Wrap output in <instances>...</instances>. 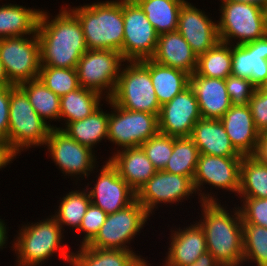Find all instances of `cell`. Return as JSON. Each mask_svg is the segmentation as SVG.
<instances>
[{
  "label": "cell",
  "instance_id": "1",
  "mask_svg": "<svg viewBox=\"0 0 267 266\" xmlns=\"http://www.w3.org/2000/svg\"><path fill=\"white\" fill-rule=\"evenodd\" d=\"M53 20L41 10L37 36L40 43V65L76 68L81 56L88 50L82 26L77 17L62 8Z\"/></svg>",
  "mask_w": 267,
  "mask_h": 266
},
{
  "label": "cell",
  "instance_id": "2",
  "mask_svg": "<svg viewBox=\"0 0 267 266\" xmlns=\"http://www.w3.org/2000/svg\"><path fill=\"white\" fill-rule=\"evenodd\" d=\"M200 194L204 216L203 221L198 224L203 229L207 251L222 266L243 264V226L240 211L235 210V216H232L216 202V198L209 194L204 195V192Z\"/></svg>",
  "mask_w": 267,
  "mask_h": 266
},
{
  "label": "cell",
  "instance_id": "3",
  "mask_svg": "<svg viewBox=\"0 0 267 266\" xmlns=\"http://www.w3.org/2000/svg\"><path fill=\"white\" fill-rule=\"evenodd\" d=\"M79 20L88 50H115L122 55L124 20L122 0L97 2L70 9Z\"/></svg>",
  "mask_w": 267,
  "mask_h": 266
},
{
  "label": "cell",
  "instance_id": "4",
  "mask_svg": "<svg viewBox=\"0 0 267 266\" xmlns=\"http://www.w3.org/2000/svg\"><path fill=\"white\" fill-rule=\"evenodd\" d=\"M54 126L47 124L33 109L27 95L15 85L10 86L8 151L16 154L31 146L46 143Z\"/></svg>",
  "mask_w": 267,
  "mask_h": 266
},
{
  "label": "cell",
  "instance_id": "5",
  "mask_svg": "<svg viewBox=\"0 0 267 266\" xmlns=\"http://www.w3.org/2000/svg\"><path fill=\"white\" fill-rule=\"evenodd\" d=\"M129 63L120 71L114 93L109 99L123 109L159 116L161 105L150 77V59Z\"/></svg>",
  "mask_w": 267,
  "mask_h": 266
},
{
  "label": "cell",
  "instance_id": "6",
  "mask_svg": "<svg viewBox=\"0 0 267 266\" xmlns=\"http://www.w3.org/2000/svg\"><path fill=\"white\" fill-rule=\"evenodd\" d=\"M21 230L13 244L17 251L18 266H37L56 251H60L61 258L71 264L73 252L67 251V247L65 250L61 248L62 228L54 217L26 225Z\"/></svg>",
  "mask_w": 267,
  "mask_h": 266
},
{
  "label": "cell",
  "instance_id": "7",
  "mask_svg": "<svg viewBox=\"0 0 267 266\" xmlns=\"http://www.w3.org/2000/svg\"><path fill=\"white\" fill-rule=\"evenodd\" d=\"M221 17L217 24L219 39L230 45L231 38H239L242 45L266 36L264 10L258 6L221 1Z\"/></svg>",
  "mask_w": 267,
  "mask_h": 266
},
{
  "label": "cell",
  "instance_id": "8",
  "mask_svg": "<svg viewBox=\"0 0 267 266\" xmlns=\"http://www.w3.org/2000/svg\"><path fill=\"white\" fill-rule=\"evenodd\" d=\"M31 37L0 39V60L12 85L18 86L39 77L40 43L37 33Z\"/></svg>",
  "mask_w": 267,
  "mask_h": 266
},
{
  "label": "cell",
  "instance_id": "9",
  "mask_svg": "<svg viewBox=\"0 0 267 266\" xmlns=\"http://www.w3.org/2000/svg\"><path fill=\"white\" fill-rule=\"evenodd\" d=\"M124 39L122 57L127 62L151 59L159 34L134 0H122Z\"/></svg>",
  "mask_w": 267,
  "mask_h": 266
},
{
  "label": "cell",
  "instance_id": "10",
  "mask_svg": "<svg viewBox=\"0 0 267 266\" xmlns=\"http://www.w3.org/2000/svg\"><path fill=\"white\" fill-rule=\"evenodd\" d=\"M114 111L109 114L108 140L123 148L139 147L159 133L158 115L130 111L106 99Z\"/></svg>",
  "mask_w": 267,
  "mask_h": 266
},
{
  "label": "cell",
  "instance_id": "11",
  "mask_svg": "<svg viewBox=\"0 0 267 266\" xmlns=\"http://www.w3.org/2000/svg\"><path fill=\"white\" fill-rule=\"evenodd\" d=\"M121 53L115 50H87L78 61L76 70L80 87L94 90L109 99L120 75ZM103 90V91H102Z\"/></svg>",
  "mask_w": 267,
  "mask_h": 266
},
{
  "label": "cell",
  "instance_id": "12",
  "mask_svg": "<svg viewBox=\"0 0 267 266\" xmlns=\"http://www.w3.org/2000/svg\"><path fill=\"white\" fill-rule=\"evenodd\" d=\"M146 209L135 200L127 207L108 214L99 233L88 244L89 247L101 249L130 250L127 247L149 217Z\"/></svg>",
  "mask_w": 267,
  "mask_h": 266
},
{
  "label": "cell",
  "instance_id": "13",
  "mask_svg": "<svg viewBox=\"0 0 267 266\" xmlns=\"http://www.w3.org/2000/svg\"><path fill=\"white\" fill-rule=\"evenodd\" d=\"M45 145L56 165L64 174L88 177V171H93L95 156L92 149L81 145L72 139L62 128H51Z\"/></svg>",
  "mask_w": 267,
  "mask_h": 266
},
{
  "label": "cell",
  "instance_id": "14",
  "mask_svg": "<svg viewBox=\"0 0 267 266\" xmlns=\"http://www.w3.org/2000/svg\"><path fill=\"white\" fill-rule=\"evenodd\" d=\"M201 118L197 98L189 85L161 106L159 133L176 138L190 137L193 127Z\"/></svg>",
  "mask_w": 267,
  "mask_h": 266
},
{
  "label": "cell",
  "instance_id": "15",
  "mask_svg": "<svg viewBox=\"0 0 267 266\" xmlns=\"http://www.w3.org/2000/svg\"><path fill=\"white\" fill-rule=\"evenodd\" d=\"M195 191L193 179L157 171L136 193V200L150 214L158 203L181 201Z\"/></svg>",
  "mask_w": 267,
  "mask_h": 266
},
{
  "label": "cell",
  "instance_id": "16",
  "mask_svg": "<svg viewBox=\"0 0 267 266\" xmlns=\"http://www.w3.org/2000/svg\"><path fill=\"white\" fill-rule=\"evenodd\" d=\"M96 182L89 192L91 203L107 214H113L136 200V192L109 161L103 165Z\"/></svg>",
  "mask_w": 267,
  "mask_h": 266
},
{
  "label": "cell",
  "instance_id": "17",
  "mask_svg": "<svg viewBox=\"0 0 267 266\" xmlns=\"http://www.w3.org/2000/svg\"><path fill=\"white\" fill-rule=\"evenodd\" d=\"M242 157H219L199 154L193 184L195 191L203 183L238 194Z\"/></svg>",
  "mask_w": 267,
  "mask_h": 266
},
{
  "label": "cell",
  "instance_id": "18",
  "mask_svg": "<svg viewBox=\"0 0 267 266\" xmlns=\"http://www.w3.org/2000/svg\"><path fill=\"white\" fill-rule=\"evenodd\" d=\"M177 31L188 42L197 57L219 41L218 27L205 13L185 2L180 10Z\"/></svg>",
  "mask_w": 267,
  "mask_h": 266
},
{
  "label": "cell",
  "instance_id": "19",
  "mask_svg": "<svg viewBox=\"0 0 267 266\" xmlns=\"http://www.w3.org/2000/svg\"><path fill=\"white\" fill-rule=\"evenodd\" d=\"M231 75L249 79L258 88L267 78V35L231 49Z\"/></svg>",
  "mask_w": 267,
  "mask_h": 266
},
{
  "label": "cell",
  "instance_id": "20",
  "mask_svg": "<svg viewBox=\"0 0 267 266\" xmlns=\"http://www.w3.org/2000/svg\"><path fill=\"white\" fill-rule=\"evenodd\" d=\"M220 121L235 150L242 156L254 155L260 132L256 129L249 105H232Z\"/></svg>",
  "mask_w": 267,
  "mask_h": 266
},
{
  "label": "cell",
  "instance_id": "21",
  "mask_svg": "<svg viewBox=\"0 0 267 266\" xmlns=\"http://www.w3.org/2000/svg\"><path fill=\"white\" fill-rule=\"evenodd\" d=\"M189 85L197 98L203 119H220L232 106L225 79L208 78L194 72L190 75Z\"/></svg>",
  "mask_w": 267,
  "mask_h": 266
},
{
  "label": "cell",
  "instance_id": "22",
  "mask_svg": "<svg viewBox=\"0 0 267 266\" xmlns=\"http://www.w3.org/2000/svg\"><path fill=\"white\" fill-rule=\"evenodd\" d=\"M151 59L192 75L196 71L198 57L176 30L159 35L156 51Z\"/></svg>",
  "mask_w": 267,
  "mask_h": 266
},
{
  "label": "cell",
  "instance_id": "23",
  "mask_svg": "<svg viewBox=\"0 0 267 266\" xmlns=\"http://www.w3.org/2000/svg\"><path fill=\"white\" fill-rule=\"evenodd\" d=\"M190 138L199 153L219 157H243L232 146L220 119H199Z\"/></svg>",
  "mask_w": 267,
  "mask_h": 266
},
{
  "label": "cell",
  "instance_id": "24",
  "mask_svg": "<svg viewBox=\"0 0 267 266\" xmlns=\"http://www.w3.org/2000/svg\"><path fill=\"white\" fill-rule=\"evenodd\" d=\"M108 161L136 193L157 172L140 146L124 148Z\"/></svg>",
  "mask_w": 267,
  "mask_h": 266
},
{
  "label": "cell",
  "instance_id": "25",
  "mask_svg": "<svg viewBox=\"0 0 267 266\" xmlns=\"http://www.w3.org/2000/svg\"><path fill=\"white\" fill-rule=\"evenodd\" d=\"M171 235L172 242L165 266H188L207 251L206 238L198 223Z\"/></svg>",
  "mask_w": 267,
  "mask_h": 266
},
{
  "label": "cell",
  "instance_id": "26",
  "mask_svg": "<svg viewBox=\"0 0 267 266\" xmlns=\"http://www.w3.org/2000/svg\"><path fill=\"white\" fill-rule=\"evenodd\" d=\"M41 11L20 5L0 7V39L36 34Z\"/></svg>",
  "mask_w": 267,
  "mask_h": 266
},
{
  "label": "cell",
  "instance_id": "27",
  "mask_svg": "<svg viewBox=\"0 0 267 266\" xmlns=\"http://www.w3.org/2000/svg\"><path fill=\"white\" fill-rule=\"evenodd\" d=\"M80 247L79 253L72 255V266H139L144 261L132 250Z\"/></svg>",
  "mask_w": 267,
  "mask_h": 266
},
{
  "label": "cell",
  "instance_id": "28",
  "mask_svg": "<svg viewBox=\"0 0 267 266\" xmlns=\"http://www.w3.org/2000/svg\"><path fill=\"white\" fill-rule=\"evenodd\" d=\"M150 77L162 106L189 86L190 75L182 70L161 65L150 59Z\"/></svg>",
  "mask_w": 267,
  "mask_h": 266
},
{
  "label": "cell",
  "instance_id": "29",
  "mask_svg": "<svg viewBox=\"0 0 267 266\" xmlns=\"http://www.w3.org/2000/svg\"><path fill=\"white\" fill-rule=\"evenodd\" d=\"M160 35L176 31L182 5L185 0H134Z\"/></svg>",
  "mask_w": 267,
  "mask_h": 266
},
{
  "label": "cell",
  "instance_id": "30",
  "mask_svg": "<svg viewBox=\"0 0 267 266\" xmlns=\"http://www.w3.org/2000/svg\"><path fill=\"white\" fill-rule=\"evenodd\" d=\"M108 121L109 113L99 107L90 116L71 122L62 130L79 144L92 149L103 138L108 139Z\"/></svg>",
  "mask_w": 267,
  "mask_h": 266
},
{
  "label": "cell",
  "instance_id": "31",
  "mask_svg": "<svg viewBox=\"0 0 267 266\" xmlns=\"http://www.w3.org/2000/svg\"><path fill=\"white\" fill-rule=\"evenodd\" d=\"M102 95L94 90L79 87L60 97V118H66V126L90 116L100 107Z\"/></svg>",
  "mask_w": 267,
  "mask_h": 266
},
{
  "label": "cell",
  "instance_id": "32",
  "mask_svg": "<svg viewBox=\"0 0 267 266\" xmlns=\"http://www.w3.org/2000/svg\"><path fill=\"white\" fill-rule=\"evenodd\" d=\"M238 194L243 198H267V164L253 155L242 157Z\"/></svg>",
  "mask_w": 267,
  "mask_h": 266
},
{
  "label": "cell",
  "instance_id": "33",
  "mask_svg": "<svg viewBox=\"0 0 267 266\" xmlns=\"http://www.w3.org/2000/svg\"><path fill=\"white\" fill-rule=\"evenodd\" d=\"M18 87L27 95L35 112L46 122V119H60V97L46 87L37 78L24 82Z\"/></svg>",
  "mask_w": 267,
  "mask_h": 266
},
{
  "label": "cell",
  "instance_id": "34",
  "mask_svg": "<svg viewBox=\"0 0 267 266\" xmlns=\"http://www.w3.org/2000/svg\"><path fill=\"white\" fill-rule=\"evenodd\" d=\"M231 47L219 41L214 47L198 56L195 73L208 78L226 79L231 75Z\"/></svg>",
  "mask_w": 267,
  "mask_h": 266
},
{
  "label": "cell",
  "instance_id": "35",
  "mask_svg": "<svg viewBox=\"0 0 267 266\" xmlns=\"http://www.w3.org/2000/svg\"><path fill=\"white\" fill-rule=\"evenodd\" d=\"M199 154L198 147L190 137H174L173 153L163 171L193 179Z\"/></svg>",
  "mask_w": 267,
  "mask_h": 266
},
{
  "label": "cell",
  "instance_id": "36",
  "mask_svg": "<svg viewBox=\"0 0 267 266\" xmlns=\"http://www.w3.org/2000/svg\"><path fill=\"white\" fill-rule=\"evenodd\" d=\"M62 199L58 208L59 210H57L59 212L53 217L61 228L63 227L62 224H66L76 228V231H78L82 218L91 204L89 192H79V190L71 191Z\"/></svg>",
  "mask_w": 267,
  "mask_h": 266
},
{
  "label": "cell",
  "instance_id": "37",
  "mask_svg": "<svg viewBox=\"0 0 267 266\" xmlns=\"http://www.w3.org/2000/svg\"><path fill=\"white\" fill-rule=\"evenodd\" d=\"M243 226V256L244 262L255 261L257 266H267V228L246 224Z\"/></svg>",
  "mask_w": 267,
  "mask_h": 266
},
{
  "label": "cell",
  "instance_id": "38",
  "mask_svg": "<svg viewBox=\"0 0 267 266\" xmlns=\"http://www.w3.org/2000/svg\"><path fill=\"white\" fill-rule=\"evenodd\" d=\"M38 78L59 97L80 87L76 68L40 66Z\"/></svg>",
  "mask_w": 267,
  "mask_h": 266
},
{
  "label": "cell",
  "instance_id": "39",
  "mask_svg": "<svg viewBox=\"0 0 267 266\" xmlns=\"http://www.w3.org/2000/svg\"><path fill=\"white\" fill-rule=\"evenodd\" d=\"M174 137L158 133L140 147L157 171H162L173 153Z\"/></svg>",
  "mask_w": 267,
  "mask_h": 266
},
{
  "label": "cell",
  "instance_id": "40",
  "mask_svg": "<svg viewBox=\"0 0 267 266\" xmlns=\"http://www.w3.org/2000/svg\"><path fill=\"white\" fill-rule=\"evenodd\" d=\"M239 211L242 222L267 228V198H244Z\"/></svg>",
  "mask_w": 267,
  "mask_h": 266
},
{
  "label": "cell",
  "instance_id": "41",
  "mask_svg": "<svg viewBox=\"0 0 267 266\" xmlns=\"http://www.w3.org/2000/svg\"><path fill=\"white\" fill-rule=\"evenodd\" d=\"M231 105H248L256 87L249 79L229 75L225 79Z\"/></svg>",
  "mask_w": 267,
  "mask_h": 266
},
{
  "label": "cell",
  "instance_id": "42",
  "mask_svg": "<svg viewBox=\"0 0 267 266\" xmlns=\"http://www.w3.org/2000/svg\"><path fill=\"white\" fill-rule=\"evenodd\" d=\"M107 215V213L93 203L89 205L77 231L80 232L82 230L85 234L81 245H88L95 238L105 222Z\"/></svg>",
  "mask_w": 267,
  "mask_h": 266
},
{
  "label": "cell",
  "instance_id": "43",
  "mask_svg": "<svg viewBox=\"0 0 267 266\" xmlns=\"http://www.w3.org/2000/svg\"><path fill=\"white\" fill-rule=\"evenodd\" d=\"M248 105L251 109L256 129L260 133L267 131V94L256 88Z\"/></svg>",
  "mask_w": 267,
  "mask_h": 266
},
{
  "label": "cell",
  "instance_id": "44",
  "mask_svg": "<svg viewBox=\"0 0 267 266\" xmlns=\"http://www.w3.org/2000/svg\"><path fill=\"white\" fill-rule=\"evenodd\" d=\"M10 86L0 89V141L8 145Z\"/></svg>",
  "mask_w": 267,
  "mask_h": 266
},
{
  "label": "cell",
  "instance_id": "45",
  "mask_svg": "<svg viewBox=\"0 0 267 266\" xmlns=\"http://www.w3.org/2000/svg\"><path fill=\"white\" fill-rule=\"evenodd\" d=\"M253 156L267 164V131L260 133L257 148Z\"/></svg>",
  "mask_w": 267,
  "mask_h": 266
},
{
  "label": "cell",
  "instance_id": "46",
  "mask_svg": "<svg viewBox=\"0 0 267 266\" xmlns=\"http://www.w3.org/2000/svg\"><path fill=\"white\" fill-rule=\"evenodd\" d=\"M188 266H222L214 256L206 251L201 254L192 264Z\"/></svg>",
  "mask_w": 267,
  "mask_h": 266
},
{
  "label": "cell",
  "instance_id": "47",
  "mask_svg": "<svg viewBox=\"0 0 267 266\" xmlns=\"http://www.w3.org/2000/svg\"><path fill=\"white\" fill-rule=\"evenodd\" d=\"M13 159L14 156L8 151L6 145L0 141V169L8 165Z\"/></svg>",
  "mask_w": 267,
  "mask_h": 266
},
{
  "label": "cell",
  "instance_id": "48",
  "mask_svg": "<svg viewBox=\"0 0 267 266\" xmlns=\"http://www.w3.org/2000/svg\"><path fill=\"white\" fill-rule=\"evenodd\" d=\"M222 1H232V2H238V3H247L252 4L255 6H258L262 9H264L267 6V0H222Z\"/></svg>",
  "mask_w": 267,
  "mask_h": 266
},
{
  "label": "cell",
  "instance_id": "49",
  "mask_svg": "<svg viewBox=\"0 0 267 266\" xmlns=\"http://www.w3.org/2000/svg\"><path fill=\"white\" fill-rule=\"evenodd\" d=\"M12 84L9 82L6 73L4 71L3 64L0 60V89L6 86H11Z\"/></svg>",
  "mask_w": 267,
  "mask_h": 266
},
{
  "label": "cell",
  "instance_id": "50",
  "mask_svg": "<svg viewBox=\"0 0 267 266\" xmlns=\"http://www.w3.org/2000/svg\"><path fill=\"white\" fill-rule=\"evenodd\" d=\"M6 225L4 224V222L0 219V248H2L5 243H6V239L8 238L6 236L7 232H6Z\"/></svg>",
  "mask_w": 267,
  "mask_h": 266
},
{
  "label": "cell",
  "instance_id": "51",
  "mask_svg": "<svg viewBox=\"0 0 267 266\" xmlns=\"http://www.w3.org/2000/svg\"><path fill=\"white\" fill-rule=\"evenodd\" d=\"M263 93L267 94V78L266 80L258 87Z\"/></svg>",
  "mask_w": 267,
  "mask_h": 266
},
{
  "label": "cell",
  "instance_id": "52",
  "mask_svg": "<svg viewBox=\"0 0 267 266\" xmlns=\"http://www.w3.org/2000/svg\"><path fill=\"white\" fill-rule=\"evenodd\" d=\"M263 10H264V17H265V29H266V34H267V6Z\"/></svg>",
  "mask_w": 267,
  "mask_h": 266
},
{
  "label": "cell",
  "instance_id": "53",
  "mask_svg": "<svg viewBox=\"0 0 267 266\" xmlns=\"http://www.w3.org/2000/svg\"><path fill=\"white\" fill-rule=\"evenodd\" d=\"M139 266H148L147 262L144 260Z\"/></svg>",
  "mask_w": 267,
  "mask_h": 266
}]
</instances>
